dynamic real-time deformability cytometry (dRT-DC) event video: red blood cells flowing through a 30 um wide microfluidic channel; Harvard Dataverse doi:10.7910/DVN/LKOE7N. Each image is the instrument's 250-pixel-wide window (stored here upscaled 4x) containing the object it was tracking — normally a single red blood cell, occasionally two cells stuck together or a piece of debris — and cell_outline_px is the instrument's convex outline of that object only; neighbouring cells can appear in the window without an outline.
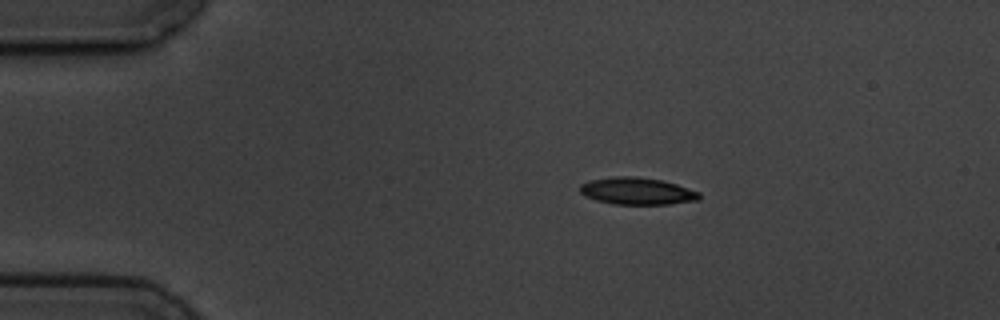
{"species": "common noctule bat (a hibernating species)", "species_latin": "Nyctalus noctula", "temperature_condition": "cold", "stored_images_in_passage": 8, "camera_frame_rate_fps": 3000, "um_per_image_px": 0.085, "animal": {"sex": "male", "body_mass_g": 19.5, "forearm_length_mm": 54.6}, "frame": {"image": 1, "passage_image": 3, "time_ms": 2.333, "image_size_px": [1000, 320], "cell_outline_px": [[700, 200], [668, 204], [612, 204], [596, 200], [584, 196], [580, 192], [580, 184], [588, 180], [612, 176], [636, 176], [664, 180], [700, 192]], "centroid_in_image_um": [54.13, 16.23], "position_along_channel_um": 30.9, "area_um2": 19.07}}
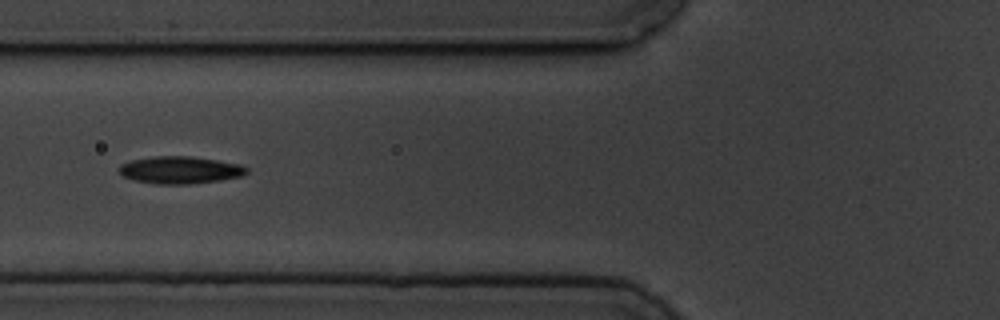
{"frame": {"image": 2, "passage_image": 6, "time_ms": 6.0, "image_size_px": [1000, 320], "cell_outline_px": [[248, 172], [244, 176], [220, 180], [188, 184], [156, 184], [136, 180], [120, 176], [120, 164], [132, 160], [156, 156], [192, 156], [240, 164], [248, 168]], "centroid_in_image_um": [15.33, 14.45], "position_along_channel_um": 110.5, "area_um2": 20.29}}
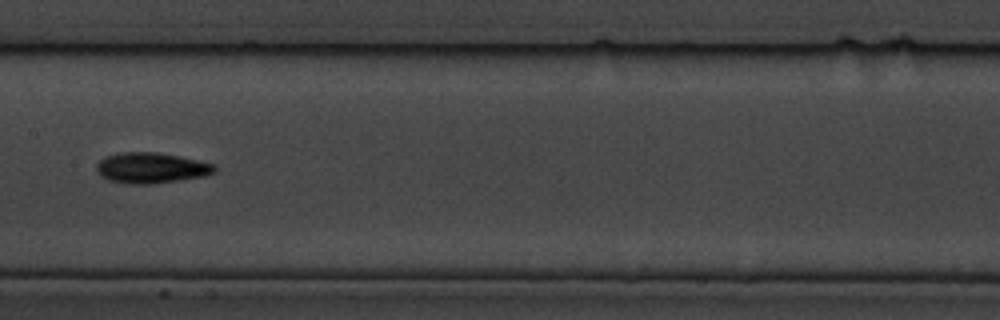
{"frame": {"image": 3, "passage_image": 8, "time_ms": 8.333, "image_size_px": [1000, 320], "cell_outline_px": [[216, 172], [204, 176], [180, 180], [152, 184], [128, 184], [108, 180], [100, 176], [96, 172], [96, 164], [104, 156], [120, 152], [156, 152], [180, 156], [216, 164]], "centroid_in_image_um": [12.83, 14.27], "position_along_channel_um": 194.6, "area_um2": 21.39}}